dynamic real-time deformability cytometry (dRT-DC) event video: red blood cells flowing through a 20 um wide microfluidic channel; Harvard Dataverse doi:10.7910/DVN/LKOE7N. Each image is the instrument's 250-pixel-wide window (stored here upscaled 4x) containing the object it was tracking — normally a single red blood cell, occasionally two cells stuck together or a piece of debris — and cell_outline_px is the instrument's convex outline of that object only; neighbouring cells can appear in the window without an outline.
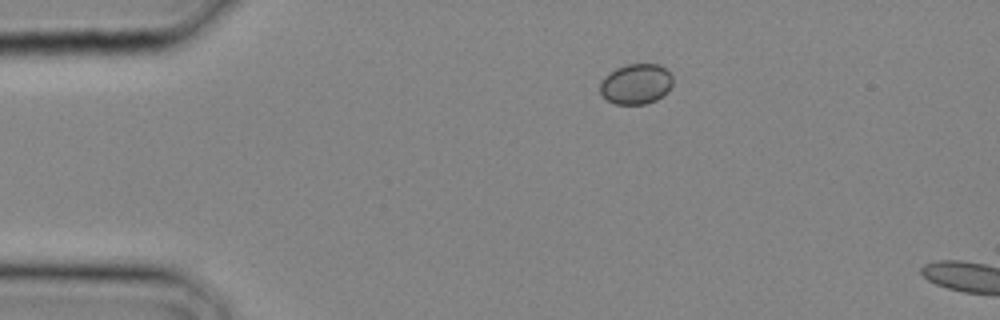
{"species": "common noctule bat (a hibernating species)", "species_latin": "Nyctalus noctula", "temperature_condition": "cold", "stored_images_in_passage": 3, "camera_frame_rate_fps": 3000, "um_per_image_px": 0.085, "animal": {"sex": "male", "body_mass_g": 20.4}, "frame": {"image": 1, "passage_image": 1, "time_ms": 0.0, "image_size_px": [1000, 320], "cell_outline_px": [[672, 84], [668, 92], [656, 100], [644, 104], [616, 104], [608, 100], [600, 92], [600, 84], [604, 76], [616, 68], [628, 64], [660, 64], [672, 76]], "centroid_in_image_um": [54.07, 7.13], "position_along_channel_um": 30.9, "area_um2": 17.05}}